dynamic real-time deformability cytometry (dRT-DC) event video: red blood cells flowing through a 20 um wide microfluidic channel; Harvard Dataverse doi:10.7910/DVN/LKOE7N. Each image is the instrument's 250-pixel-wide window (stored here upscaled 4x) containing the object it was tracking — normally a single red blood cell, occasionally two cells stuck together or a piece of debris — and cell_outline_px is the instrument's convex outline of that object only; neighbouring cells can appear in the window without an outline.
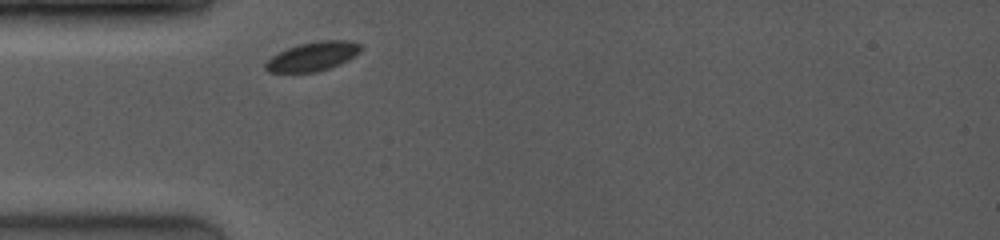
{"species": "common noctule bat (a hibernating species)", "species_latin": "Nyctalus noctula", "temperature_condition": "room temperature", "stored_images_in_passage": 1, "camera_frame_rate_fps": 4000, "um_per_image_px": 0.085, "animal": {"sex": "female", "body_mass_g": 19.0, "forearm_length_mm": 53.3}, "frame": {"image": 1, "passage_image": 1, "time_ms": 0.0, "image_size_px": [1000, 240], "cell_outline_px": [[360, 52], [348, 60], [340, 64], [316, 72], [268, 72], [264, 68], [264, 64], [272, 56], [288, 48], [300, 44], [320, 40], [348, 40], [360, 44]], "centroid_in_image_um": [26.58, 4.79], "position_along_channel_um": 58.4, "area_um2": 15.95}}